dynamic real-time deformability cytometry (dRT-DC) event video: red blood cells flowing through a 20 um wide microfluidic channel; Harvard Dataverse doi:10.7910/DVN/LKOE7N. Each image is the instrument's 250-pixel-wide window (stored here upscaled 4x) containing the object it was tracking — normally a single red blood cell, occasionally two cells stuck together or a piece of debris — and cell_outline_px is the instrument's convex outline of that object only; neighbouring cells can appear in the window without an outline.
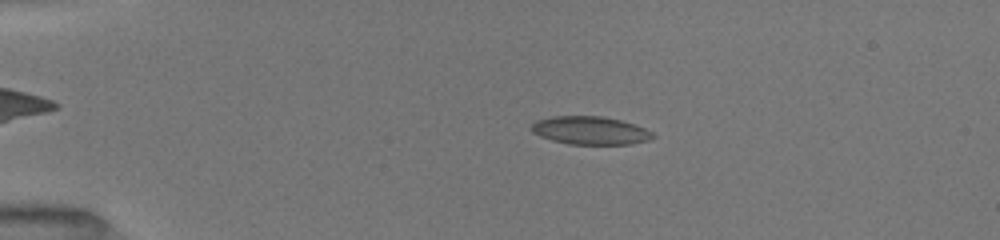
{"species": "common noctule bat (a hibernating species)", "species_latin": "Nyctalus noctula", "temperature_condition": "room temperature", "stored_images_in_passage": 51, "camera_frame_rate_fps": 3000, "um_per_image_px": 0.085, "animal": {"sex": "female", "body_mass_g": 19.5, "forearm_length_mm": 54.1}, "frame": {"image": 1, "passage_image": 11, "time_ms": 3.333, "image_size_px": [1000, 240], "cell_outline_px": [[656, 136], [648, 140], [628, 144], [568, 144], [552, 140], [540, 136], [532, 132], [528, 128], [536, 120], [552, 116], [600, 116], [620, 120], [644, 128], [652, 132]], "centroid_in_image_um": [50.12, 11.09], "position_along_channel_um": 34.9, "area_um2": 19.83}}
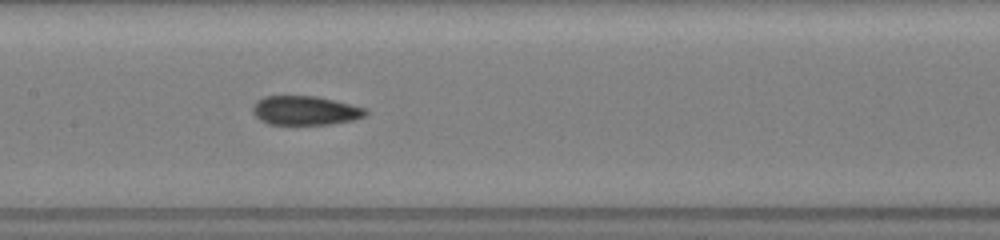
{"frame": {"image": 2, "passage_image": 26, "time_ms": 8.333, "image_size_px": [1000, 240], "cell_outline_px": [[368, 112], [364, 116], [352, 120], [328, 124], [268, 124], [260, 120], [252, 112], [252, 104], [256, 100], [264, 96], [316, 96], [364, 108]], "centroid_in_image_um": [25.86, 9.39], "position_along_channel_um": 181.5, "area_um2": 18.96}}
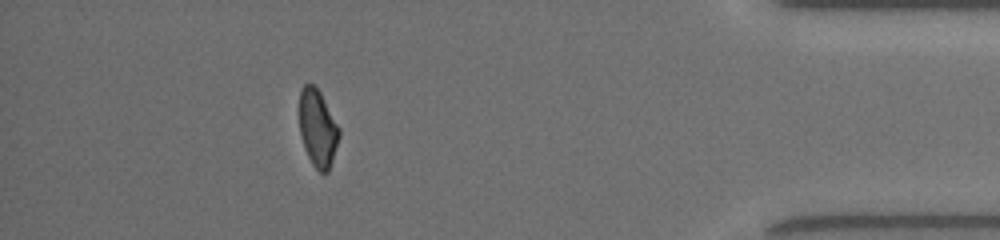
{"frame": {"image": 3, "passage_image": 46, "time_ms": 15.0, "image_size_px": [1000, 240], "cell_outline_px": [[340, 136], [328, 172], [320, 172], [312, 164], [304, 148], [300, 132], [300, 88], [304, 84], [316, 84], [340, 128]], "centroid_in_image_um": [27.01, 10.86], "position_along_channel_um": 408.2, "area_um2": 17.92}, "authors_computed_cell_mechanics": {"area_um2": 19.5942, "velocity_mm_per_s": 4.0491, "shape_relaxation_time_tau1_ms": 8.7098, "shape_relaxation_time_tau2_ms": 2.2616, "deformation_change_tau1": 0.1898, "deformation_change_tau2": 0.0762}}